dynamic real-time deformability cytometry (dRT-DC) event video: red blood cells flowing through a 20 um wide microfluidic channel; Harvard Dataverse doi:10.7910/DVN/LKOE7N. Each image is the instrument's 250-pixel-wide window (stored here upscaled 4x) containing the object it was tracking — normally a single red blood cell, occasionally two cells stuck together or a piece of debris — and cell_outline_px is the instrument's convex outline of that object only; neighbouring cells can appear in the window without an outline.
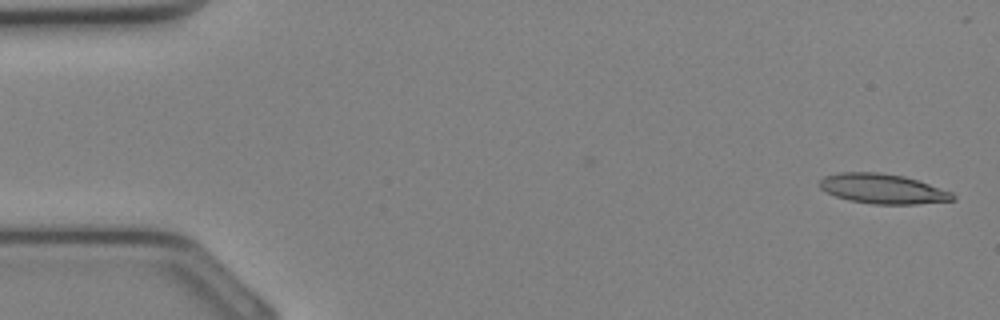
{"species": "Egyptian fruit bat (a non-hibernating species)", "species_latin": "Rousettus aegyptiacus", "temperature_condition": "cold", "stored_images_in_passage": 12, "camera_frame_rate_fps": 3000, "um_per_image_px": 0.085, "animal": {"sex": "female"}, "frame": {"image": 1, "passage_image": 1, "time_ms": 0.0, "image_size_px": [1000, 320], "cell_outline_px": [[956, 200], [916, 204], [872, 204], [848, 200], [836, 196], [820, 188], [820, 180], [824, 176], [840, 172], [880, 172], [904, 176], [952, 192], [956, 196]], "centroid_in_image_um": [75.04, 16.05], "position_along_channel_um": 10.0, "area_um2": 23.06}}
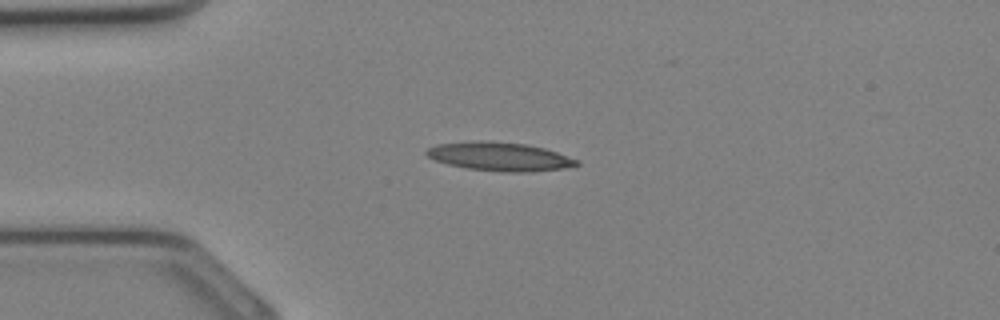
{"frame": {"image": 2, "passage_image": 8, "time_ms": 2.333, "image_size_px": [1000, 320], "cell_outline_px": [[580, 164], [564, 168], [532, 172], [504, 172], [468, 168], [448, 164], [436, 160], [428, 156], [424, 152], [428, 148], [436, 144], [472, 140], [488, 140], [524, 144], [544, 148], [580, 160]], "centroid_in_image_um": [42.46, 13.3], "position_along_channel_um": 42.5, "area_um2": 25.14}}
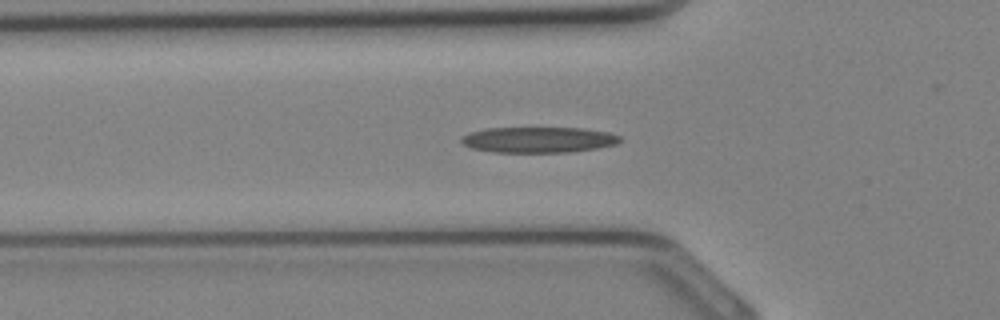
{"frame": {"image": 3, "passage_image": 11, "time_ms": 3.333, "image_size_px": [1000, 320], "cell_outline_px": [[620, 140], [616, 144], [596, 148], [568, 152], [496, 152], [472, 148], [464, 144], [460, 140], [460, 136], [468, 132], [488, 128], [580, 128], [608, 132], [620, 136]], "centroid_in_image_um": [45.73, 11.87], "position_along_channel_um": 80.1, "area_um2": 23.64}}